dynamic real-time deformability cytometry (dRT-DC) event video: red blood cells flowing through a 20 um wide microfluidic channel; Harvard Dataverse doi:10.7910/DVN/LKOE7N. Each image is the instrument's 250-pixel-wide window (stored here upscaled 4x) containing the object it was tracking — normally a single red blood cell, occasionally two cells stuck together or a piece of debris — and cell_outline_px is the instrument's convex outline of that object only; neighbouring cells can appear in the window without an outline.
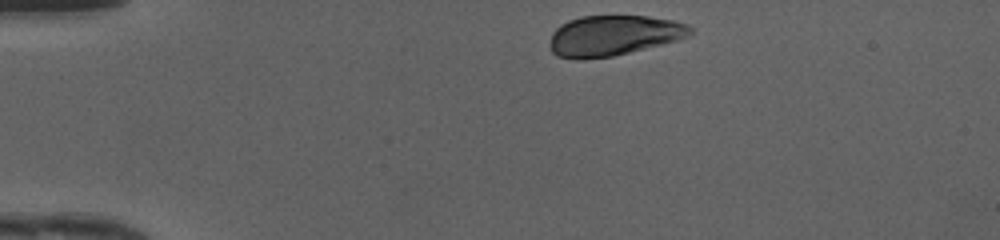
{"species": "human", "species_latin": "Homo sapiens", "temperature_condition": "cold", "stored_images_in_passage": 32, "camera_frame_rate_fps": 3000, "um_per_image_px": 0.085, "donor": {"sex": "female"}, "frame": {"image": 1, "passage_image": 1, "time_ms": 0.0, "image_size_px": [1000, 240], "cell_outline_px": [[692, 32], [676, 40], [612, 56], [580, 60], [556, 56], [552, 52], [548, 44], [552, 32], [560, 24], [568, 20], [580, 16], [648, 16], [672, 20], [684, 24], [692, 28]], "centroid_in_image_um": [52.04, 3.02], "position_along_channel_um": 33.0, "area_um2": 32.83}}
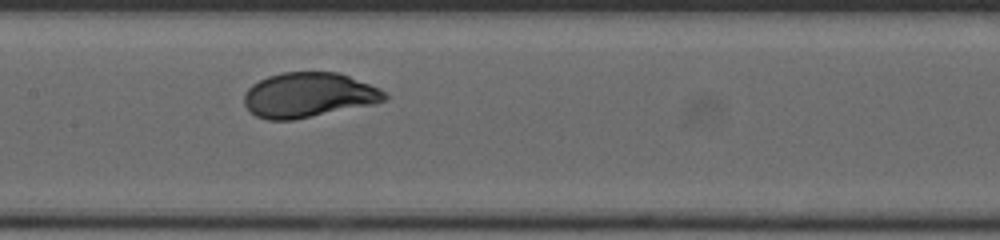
{"frame": {"image": 2, "passage_image": 16, "time_ms": 5.0, "image_size_px": [1000, 240], "cell_outline_px": [[388, 96], [384, 100], [376, 104], [292, 120], [268, 120], [256, 116], [244, 104], [244, 96], [248, 88], [252, 84], [268, 76], [284, 72], [336, 72], [348, 76], [380, 88]], "centroid_in_image_um": [26.23, 8.08], "position_along_channel_um": 181.2, "area_um2": 36.59}}
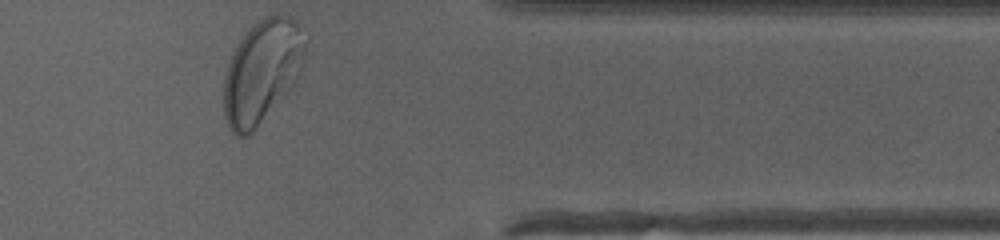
{"frame": {"image": 3, "passage_image": 32, "time_ms": 10.333, "image_size_px": [1000, 240], "cell_outline_px": [[308, 48], [300, 76], [256, 128], [248, 136], [236, 136], [232, 132], [224, 116], [224, 76], [228, 64], [236, 44], [244, 32], [256, 20], [268, 16], [288, 16], [308, 36]], "centroid_in_image_um": [22.29, 6.04], "position_along_channel_um": 389.1, "area_um2": 49.25}, "authors_computed_cell_mechanics": {"area_um2": 36.992, "velocity_mm_per_s": 4.1487, "shape_relaxation_time_tau1_ms": 1.8588, "shape_relaxation_time_tau2_ms": null, "deformation_change_tau1": 0.1154, "deformation_change_tau2": null}}